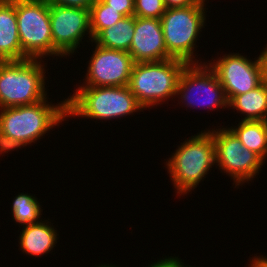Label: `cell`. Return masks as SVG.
Wrapping results in <instances>:
<instances>
[{"mask_svg":"<svg viewBox=\"0 0 267 267\" xmlns=\"http://www.w3.org/2000/svg\"><path fill=\"white\" fill-rule=\"evenodd\" d=\"M42 101L0 108V154L35 143L53 127L67 121L66 99L56 105ZM50 103V104H49Z\"/></svg>","mask_w":267,"mask_h":267,"instance_id":"6da1fadb","label":"cell"},{"mask_svg":"<svg viewBox=\"0 0 267 267\" xmlns=\"http://www.w3.org/2000/svg\"><path fill=\"white\" fill-rule=\"evenodd\" d=\"M78 86L73 95L66 98L69 118L112 120L144 110L128 86Z\"/></svg>","mask_w":267,"mask_h":267,"instance_id":"7a4b0ae2","label":"cell"},{"mask_svg":"<svg viewBox=\"0 0 267 267\" xmlns=\"http://www.w3.org/2000/svg\"><path fill=\"white\" fill-rule=\"evenodd\" d=\"M177 195H187L197 188L216 165L215 144L208 130L186 138L164 163Z\"/></svg>","mask_w":267,"mask_h":267,"instance_id":"3957f363","label":"cell"},{"mask_svg":"<svg viewBox=\"0 0 267 267\" xmlns=\"http://www.w3.org/2000/svg\"><path fill=\"white\" fill-rule=\"evenodd\" d=\"M42 59L0 61V108L38 103L47 97Z\"/></svg>","mask_w":267,"mask_h":267,"instance_id":"277c9868","label":"cell"},{"mask_svg":"<svg viewBox=\"0 0 267 267\" xmlns=\"http://www.w3.org/2000/svg\"><path fill=\"white\" fill-rule=\"evenodd\" d=\"M186 65L175 58L134 63L128 87L144 109L157 107L169 98H176L178 80Z\"/></svg>","mask_w":267,"mask_h":267,"instance_id":"5b68a950","label":"cell"},{"mask_svg":"<svg viewBox=\"0 0 267 267\" xmlns=\"http://www.w3.org/2000/svg\"><path fill=\"white\" fill-rule=\"evenodd\" d=\"M205 2L207 0H201L189 7L167 8L164 12L160 21L164 42L171 58L183 60L187 64H199L194 52L198 47L196 42L201 29L206 23Z\"/></svg>","mask_w":267,"mask_h":267,"instance_id":"8992f818","label":"cell"},{"mask_svg":"<svg viewBox=\"0 0 267 267\" xmlns=\"http://www.w3.org/2000/svg\"><path fill=\"white\" fill-rule=\"evenodd\" d=\"M16 17L24 55L28 59L53 57L50 4L47 0H16Z\"/></svg>","mask_w":267,"mask_h":267,"instance_id":"52a82bcc","label":"cell"},{"mask_svg":"<svg viewBox=\"0 0 267 267\" xmlns=\"http://www.w3.org/2000/svg\"><path fill=\"white\" fill-rule=\"evenodd\" d=\"M207 130L213 136L216 164L220 171H224L233 179L235 187L249 183L259 174L265 161L243 146L229 127Z\"/></svg>","mask_w":267,"mask_h":267,"instance_id":"ba28073f","label":"cell"},{"mask_svg":"<svg viewBox=\"0 0 267 267\" xmlns=\"http://www.w3.org/2000/svg\"><path fill=\"white\" fill-rule=\"evenodd\" d=\"M176 97L187 107L225 109L228 100L215 72L202 61L199 64H187L180 74ZM184 101V102H183ZM186 102V103H185Z\"/></svg>","mask_w":267,"mask_h":267,"instance_id":"9c48e42d","label":"cell"},{"mask_svg":"<svg viewBox=\"0 0 267 267\" xmlns=\"http://www.w3.org/2000/svg\"><path fill=\"white\" fill-rule=\"evenodd\" d=\"M252 61L238 53L225 54L208 66L215 72L226 94L228 102L237 95L258 87L264 80V63L260 55ZM216 61V62H215Z\"/></svg>","mask_w":267,"mask_h":267,"instance_id":"30bf717a","label":"cell"},{"mask_svg":"<svg viewBox=\"0 0 267 267\" xmlns=\"http://www.w3.org/2000/svg\"><path fill=\"white\" fill-rule=\"evenodd\" d=\"M50 22L53 57H67L75 54L87 34L89 40L93 41L89 10L50 5Z\"/></svg>","mask_w":267,"mask_h":267,"instance_id":"8fae6325","label":"cell"},{"mask_svg":"<svg viewBox=\"0 0 267 267\" xmlns=\"http://www.w3.org/2000/svg\"><path fill=\"white\" fill-rule=\"evenodd\" d=\"M81 86H128L134 61L125 51L95 45Z\"/></svg>","mask_w":267,"mask_h":267,"instance_id":"7c38bea8","label":"cell"},{"mask_svg":"<svg viewBox=\"0 0 267 267\" xmlns=\"http://www.w3.org/2000/svg\"><path fill=\"white\" fill-rule=\"evenodd\" d=\"M128 53L134 63L171 59L164 42L160 19L135 17L134 34Z\"/></svg>","mask_w":267,"mask_h":267,"instance_id":"4fadbf2b","label":"cell"},{"mask_svg":"<svg viewBox=\"0 0 267 267\" xmlns=\"http://www.w3.org/2000/svg\"><path fill=\"white\" fill-rule=\"evenodd\" d=\"M28 59L22 52L16 17V0H0V61Z\"/></svg>","mask_w":267,"mask_h":267,"instance_id":"5bb4252c","label":"cell"},{"mask_svg":"<svg viewBox=\"0 0 267 267\" xmlns=\"http://www.w3.org/2000/svg\"><path fill=\"white\" fill-rule=\"evenodd\" d=\"M57 230L49 219L37 224L24 226L19 235L20 250L29 256H42L49 253L59 239Z\"/></svg>","mask_w":267,"mask_h":267,"instance_id":"9a60e30c","label":"cell"},{"mask_svg":"<svg viewBox=\"0 0 267 267\" xmlns=\"http://www.w3.org/2000/svg\"><path fill=\"white\" fill-rule=\"evenodd\" d=\"M228 107L237 109L245 117L241 120L267 121V81L264 80L258 87L247 93L234 96L229 102Z\"/></svg>","mask_w":267,"mask_h":267,"instance_id":"2e32d148","label":"cell"},{"mask_svg":"<svg viewBox=\"0 0 267 267\" xmlns=\"http://www.w3.org/2000/svg\"><path fill=\"white\" fill-rule=\"evenodd\" d=\"M135 16L123 17L116 24L103 29L92 41L101 47L129 52L133 39Z\"/></svg>","mask_w":267,"mask_h":267,"instance_id":"e0dca14e","label":"cell"},{"mask_svg":"<svg viewBox=\"0 0 267 267\" xmlns=\"http://www.w3.org/2000/svg\"><path fill=\"white\" fill-rule=\"evenodd\" d=\"M230 129L240 139L243 146L255 152L264 161L267 159V121L241 120L237 126Z\"/></svg>","mask_w":267,"mask_h":267,"instance_id":"ac0fdd59","label":"cell"},{"mask_svg":"<svg viewBox=\"0 0 267 267\" xmlns=\"http://www.w3.org/2000/svg\"><path fill=\"white\" fill-rule=\"evenodd\" d=\"M11 213L16 223L24 226L37 224L42 221V206L37 198L29 193H19L11 203Z\"/></svg>","mask_w":267,"mask_h":267,"instance_id":"d6986e66","label":"cell"},{"mask_svg":"<svg viewBox=\"0 0 267 267\" xmlns=\"http://www.w3.org/2000/svg\"><path fill=\"white\" fill-rule=\"evenodd\" d=\"M89 11L92 39L103 29L116 24L124 17L118 10L110 8L102 0H96Z\"/></svg>","mask_w":267,"mask_h":267,"instance_id":"ffe728a7","label":"cell"},{"mask_svg":"<svg viewBox=\"0 0 267 267\" xmlns=\"http://www.w3.org/2000/svg\"><path fill=\"white\" fill-rule=\"evenodd\" d=\"M164 0H134V16L161 19L166 11Z\"/></svg>","mask_w":267,"mask_h":267,"instance_id":"44dd1931","label":"cell"},{"mask_svg":"<svg viewBox=\"0 0 267 267\" xmlns=\"http://www.w3.org/2000/svg\"><path fill=\"white\" fill-rule=\"evenodd\" d=\"M110 8L118 10L124 17L134 15V0H102Z\"/></svg>","mask_w":267,"mask_h":267,"instance_id":"7402d4cb","label":"cell"},{"mask_svg":"<svg viewBox=\"0 0 267 267\" xmlns=\"http://www.w3.org/2000/svg\"><path fill=\"white\" fill-rule=\"evenodd\" d=\"M50 5H60L71 8L90 10L96 0H47Z\"/></svg>","mask_w":267,"mask_h":267,"instance_id":"603a6c76","label":"cell"},{"mask_svg":"<svg viewBox=\"0 0 267 267\" xmlns=\"http://www.w3.org/2000/svg\"><path fill=\"white\" fill-rule=\"evenodd\" d=\"M183 264L182 259L178 258V256H171L165 259H159L147 267H182Z\"/></svg>","mask_w":267,"mask_h":267,"instance_id":"cb8c5ba5","label":"cell"},{"mask_svg":"<svg viewBox=\"0 0 267 267\" xmlns=\"http://www.w3.org/2000/svg\"><path fill=\"white\" fill-rule=\"evenodd\" d=\"M201 0H164L166 8H182L198 4Z\"/></svg>","mask_w":267,"mask_h":267,"instance_id":"d4e9b609","label":"cell"},{"mask_svg":"<svg viewBox=\"0 0 267 267\" xmlns=\"http://www.w3.org/2000/svg\"><path fill=\"white\" fill-rule=\"evenodd\" d=\"M250 264H248L249 267H267V257L266 256H254V258H251Z\"/></svg>","mask_w":267,"mask_h":267,"instance_id":"484cf974","label":"cell"},{"mask_svg":"<svg viewBox=\"0 0 267 267\" xmlns=\"http://www.w3.org/2000/svg\"><path fill=\"white\" fill-rule=\"evenodd\" d=\"M261 56L263 59V63H264V75H265V80L267 81V44L266 47L264 48V50H262Z\"/></svg>","mask_w":267,"mask_h":267,"instance_id":"4316f807","label":"cell"},{"mask_svg":"<svg viewBox=\"0 0 267 267\" xmlns=\"http://www.w3.org/2000/svg\"><path fill=\"white\" fill-rule=\"evenodd\" d=\"M97 267H117V266L112 265V264H110V265L109 264L108 265L107 264H101V266L100 265L99 266L97 265Z\"/></svg>","mask_w":267,"mask_h":267,"instance_id":"83f0119b","label":"cell"},{"mask_svg":"<svg viewBox=\"0 0 267 267\" xmlns=\"http://www.w3.org/2000/svg\"><path fill=\"white\" fill-rule=\"evenodd\" d=\"M182 267H188V264L187 265L183 264ZM189 267H194V266L189 265Z\"/></svg>","mask_w":267,"mask_h":267,"instance_id":"f1b7e54d","label":"cell"}]
</instances>
